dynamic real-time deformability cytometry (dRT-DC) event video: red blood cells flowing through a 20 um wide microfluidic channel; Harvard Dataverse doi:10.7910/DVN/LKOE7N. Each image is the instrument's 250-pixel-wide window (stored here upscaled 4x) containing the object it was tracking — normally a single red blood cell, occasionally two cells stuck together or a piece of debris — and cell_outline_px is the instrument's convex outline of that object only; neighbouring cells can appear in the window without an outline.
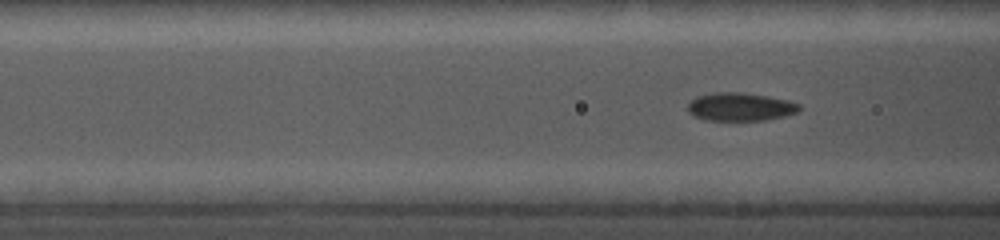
{"species": "common noctule bat (a hibernating species)", "species_latin": "Nyctalus noctula", "temperature_condition": "cold", "stored_images_in_passage": 48, "camera_frame_rate_fps": 5000, "um_per_image_px": 0.085, "animal": {"sex": "female", "body_mass_g": 19.0, "forearm_length_mm": 56.7}, "frame": {"image": 1, "passage_image": 11, "time_ms": 2.0, "image_size_px": [1000, 240], "cell_outline_px": [[800, 108], [796, 112], [784, 116], [764, 120], [704, 120], [692, 116], [688, 112], [688, 104], [696, 96], [716, 92], [740, 92], [788, 100], [800, 104]], "centroid_in_image_um": [62.88, 9.08], "position_along_channel_um": 103.7, "area_um2": 18.21}}
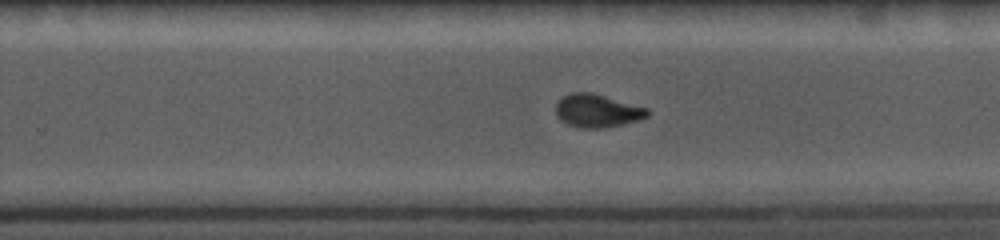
{"frame": {"image": 2, "passage_image": 32, "time_ms": 6.6, "image_size_px": [1000, 240], "cell_outline_px": [[652, 112], [648, 116], [624, 124], [604, 128], [580, 128], [568, 124], [560, 120], [556, 116], [556, 104], [564, 96], [572, 92], [592, 92], [648, 108]], "centroid_in_image_um": [50.78, 9.42], "position_along_channel_um": 279.0, "area_um2": 17.74}}
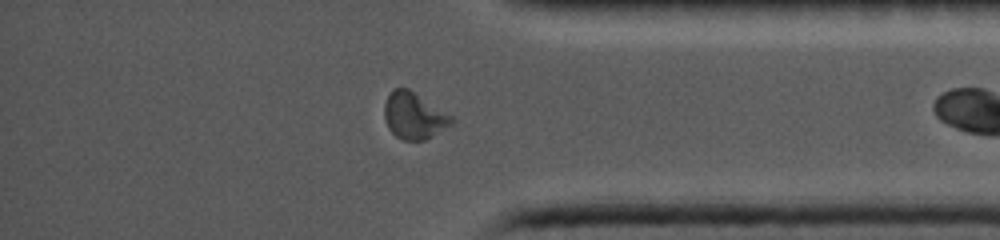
{"frame": {"image": 3, "passage_image": 47, "time_ms": 9.8, "image_size_px": [1000, 240], "cell_outline_px": [[452, 124], [432, 136], [424, 140], [404, 140], [396, 136], [388, 128], [384, 116], [384, 104], [392, 88], [408, 88], [452, 116]], "centroid_in_image_um": [35.16, 9.83], "position_along_channel_um": 400.0, "area_um2": 17.98}}